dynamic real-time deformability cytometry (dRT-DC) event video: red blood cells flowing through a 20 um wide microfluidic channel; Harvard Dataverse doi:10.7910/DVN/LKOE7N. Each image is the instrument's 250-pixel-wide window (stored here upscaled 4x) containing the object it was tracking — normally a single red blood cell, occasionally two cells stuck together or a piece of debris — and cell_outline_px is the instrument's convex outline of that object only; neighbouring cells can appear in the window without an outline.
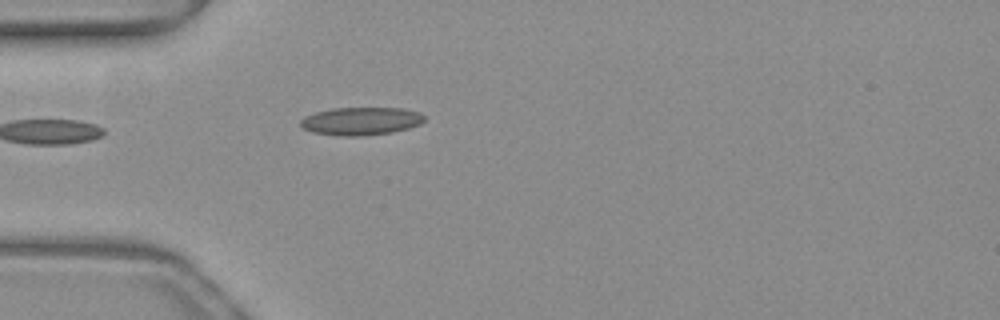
{"species": "common noctule bat (a hibernating species)", "species_latin": "Nyctalus noctula", "temperature_condition": "warm", "stored_images_in_passage": 17, "camera_frame_rate_fps": 3000, "um_per_image_px": 0.085, "animal": {"sex": "female", "body_mass_g": 19.3, "forearm_length_mm": 54.1}, "frame": {"image": 1, "passage_image": 1, "time_ms": 0.0, "image_size_px": [1000, 320], "cell_outline_px": [[424, 120], [420, 124], [408, 128], [392, 132], [364, 136], [340, 136], [312, 132], [304, 128], [300, 124], [300, 120], [304, 116], [316, 112], [332, 108], [404, 108], [420, 112], [424, 116]], "centroid_in_image_um": [30.68, 10.29], "position_along_channel_um": 54.3, "area_um2": 20.23}}
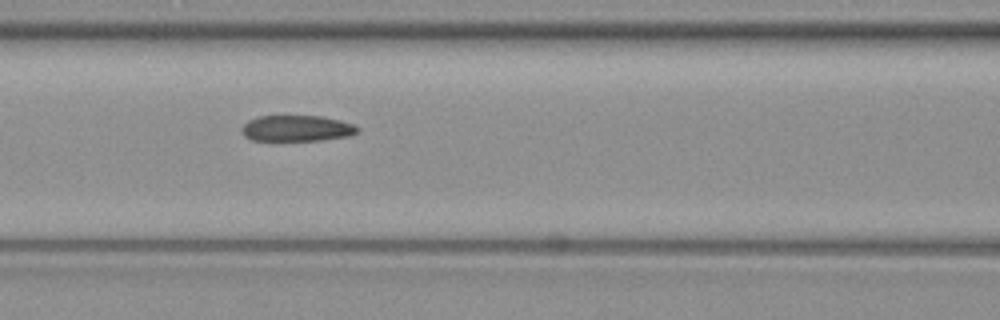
{"frame": {"image": 2, "passage_image": 8, "time_ms": 2.333, "image_size_px": [1000, 320], "cell_outline_px": [[360, 132], [348, 136], [320, 140], [252, 140], [244, 136], [244, 124], [248, 120], [256, 116], [320, 116], [340, 120], [352, 124], [360, 128]], "centroid_in_image_um": [25.26, 10.9], "position_along_channel_um": 141.3, "area_um2": 17.4}}